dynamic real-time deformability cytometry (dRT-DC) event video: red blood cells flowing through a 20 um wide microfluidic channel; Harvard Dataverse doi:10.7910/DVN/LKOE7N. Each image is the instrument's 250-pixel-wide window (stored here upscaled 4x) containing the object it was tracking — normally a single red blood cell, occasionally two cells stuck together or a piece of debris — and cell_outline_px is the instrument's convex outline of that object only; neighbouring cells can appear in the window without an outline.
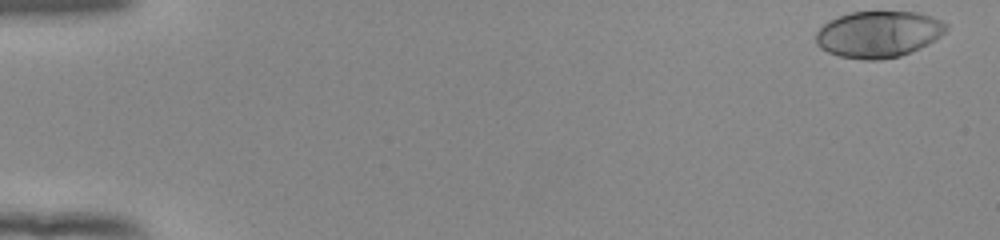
{"species": "human", "species_latin": "Homo sapiens", "temperature_condition": "room temperature", "stored_images_in_passage": 52, "camera_frame_rate_fps": 3000, "um_per_image_px": 0.085, "donor": {"sex": "female"}, "frame": {"image": 1, "passage_image": 1, "time_ms": 0.0, "image_size_px": [1000, 240], "cell_outline_px": [[948, 28], [940, 36], [920, 48], [912, 52], [900, 56], [880, 60], [864, 60], [840, 56], [828, 52], [820, 48], [816, 44], [816, 32], [828, 20], [852, 12], [920, 12], [932, 16], [948, 24]], "centroid_in_image_um": [74.67, 2.91], "position_along_channel_um": 10.3, "area_um2": 35.32}}
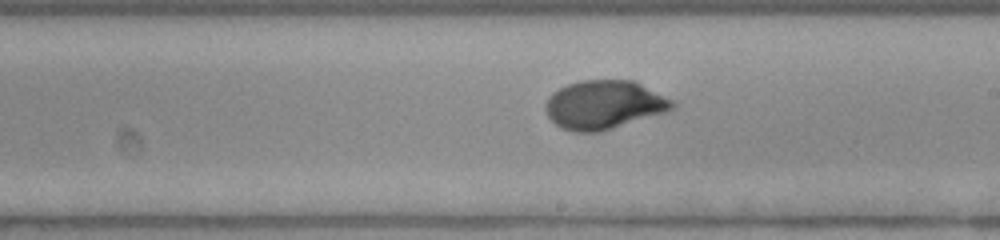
{"frame": {"image": 2, "passage_image": 31, "time_ms": 10.0, "image_size_px": [1000, 240], "cell_outline_px": [[676, 108], [664, 112], [600, 132], [576, 132], [560, 128], [548, 116], [544, 108], [544, 104], [548, 96], [552, 92], [568, 84], [580, 80], [636, 80], [676, 100]], "centroid_in_image_um": [51.37, 8.89], "position_along_channel_um": 237.6, "area_um2": 36.41}}
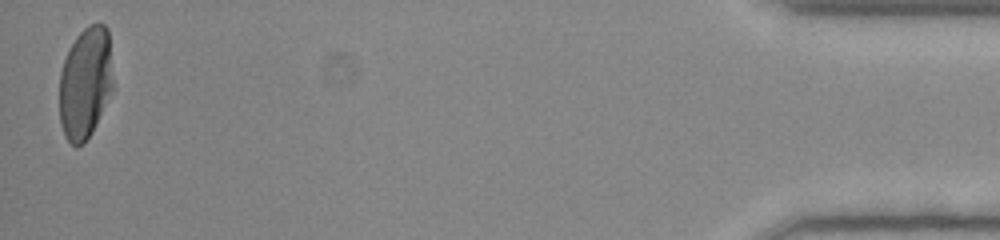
{"frame": {"image": 3, "passage_image": 52, "time_ms": 17.0, "image_size_px": [1000, 240], "cell_outline_px": [[116, 88], [92, 132], [84, 144], [76, 148], [64, 136], [60, 124], [60, 72], [68, 48], [76, 36], [88, 24], [104, 24], [108, 28]], "centroid_in_image_um": [7.3, 7.06], "position_along_channel_um": 427.9, "area_um2": 36.18}, "authors_computed_cell_mechanics": {"area_um2": 35.547, "velocity_mm_per_s": 3.9072, "shape_relaxation_time_tau1_ms": 4.9648, "shape_relaxation_time_tau2_ms": null, "deformation_change_tau1": 0.2373, "deformation_change_tau2": null}}